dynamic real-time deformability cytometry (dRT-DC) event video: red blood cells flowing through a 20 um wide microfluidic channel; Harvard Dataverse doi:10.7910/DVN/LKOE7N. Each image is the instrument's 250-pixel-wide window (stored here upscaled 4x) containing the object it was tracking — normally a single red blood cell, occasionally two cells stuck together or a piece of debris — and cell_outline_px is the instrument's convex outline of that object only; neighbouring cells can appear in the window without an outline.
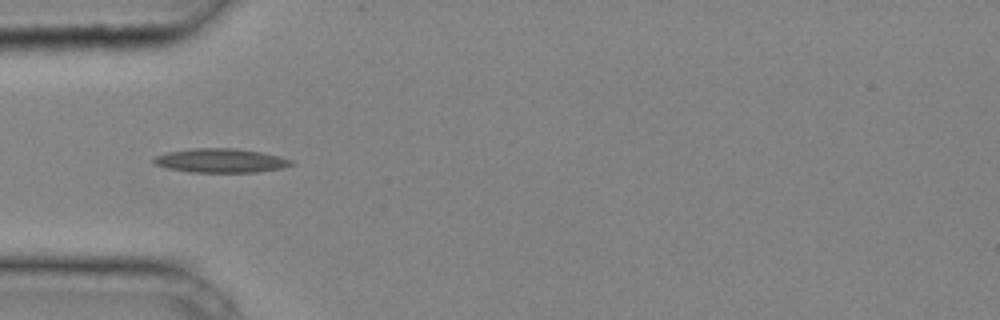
{"species": "common noctule bat (a hibernating species)", "species_latin": "Nyctalus noctula", "temperature_condition": "cold", "stored_images_in_passage": 29, "camera_frame_rate_fps": 3000, "um_per_image_px": 0.085, "animal": {"sex": "male", "body_mass_g": 20.4}, "frame": {"image": 1, "passage_image": 1, "time_ms": 0.0, "image_size_px": [1000, 320], "cell_outline_px": [[296, 164], [284, 168], [256, 172], [192, 172], [168, 168], [156, 164], [152, 160], [156, 156], [168, 152], [192, 148], [236, 148], [260, 152], [280, 156], [292, 160]], "centroid_in_image_um": [18.82, 13.65], "position_along_channel_um": 66.2, "area_um2": 19.25}}
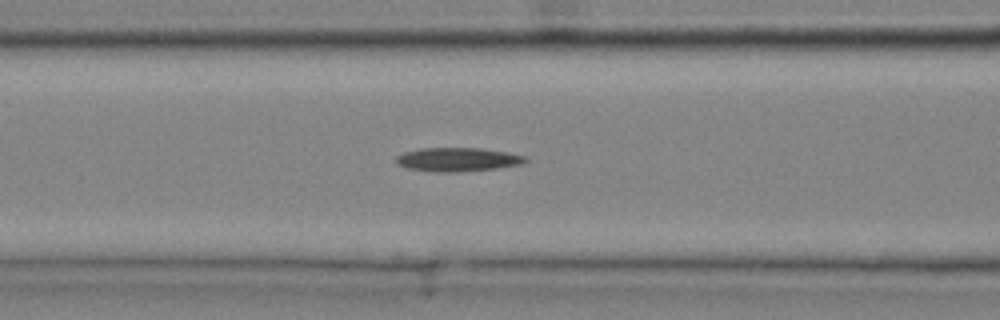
{"frame": {"image": 2, "passage_image": 5, "time_ms": 1.333, "image_size_px": [1000, 320], "cell_outline_px": [[528, 160], [520, 164], [496, 168], [456, 172], [432, 172], [408, 168], [396, 164], [396, 156], [404, 152], [420, 148], [480, 148], [508, 152], [528, 156]], "centroid_in_image_um": [38.89, 13.55], "position_along_channel_um": 127.7, "area_um2": 17.98}}